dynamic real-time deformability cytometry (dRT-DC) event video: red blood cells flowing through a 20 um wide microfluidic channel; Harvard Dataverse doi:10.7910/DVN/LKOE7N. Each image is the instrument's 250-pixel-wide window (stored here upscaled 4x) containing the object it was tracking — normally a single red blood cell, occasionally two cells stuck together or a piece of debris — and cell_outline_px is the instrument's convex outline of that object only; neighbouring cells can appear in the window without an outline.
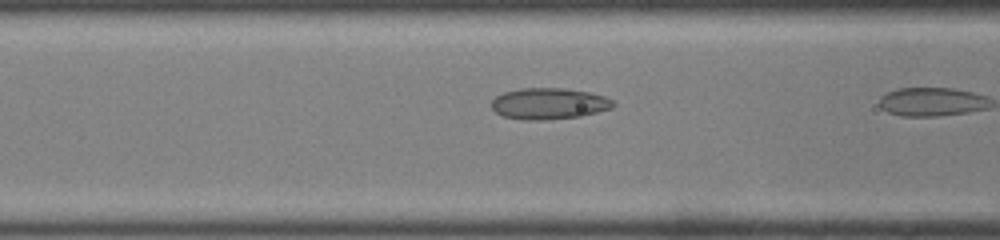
{"species": "common noctule bat (a hibernating species)", "species_latin": "Nyctalus noctula", "temperature_condition": "room temperature", "stored_images_in_passage": 7, "camera_frame_rate_fps": 3000, "um_per_image_px": 0.085, "animal": {"sex": "male", "body_mass_g": 19.0, "forearm_length_mm": 50.8}, "frame": {"image": 1, "passage_image": 6, "time_ms": 1.667, "image_size_px": [1000, 240], "cell_outline_px": [[616, 104], [612, 108], [580, 116], [544, 120], [524, 120], [504, 116], [496, 112], [492, 108], [492, 100], [496, 96], [504, 92], [520, 88], [564, 88], [588, 92], [604, 96], [612, 100]], "centroid_in_image_um": [46.65, 8.8], "position_along_channel_um": 119.9, "area_um2": 22.08}}